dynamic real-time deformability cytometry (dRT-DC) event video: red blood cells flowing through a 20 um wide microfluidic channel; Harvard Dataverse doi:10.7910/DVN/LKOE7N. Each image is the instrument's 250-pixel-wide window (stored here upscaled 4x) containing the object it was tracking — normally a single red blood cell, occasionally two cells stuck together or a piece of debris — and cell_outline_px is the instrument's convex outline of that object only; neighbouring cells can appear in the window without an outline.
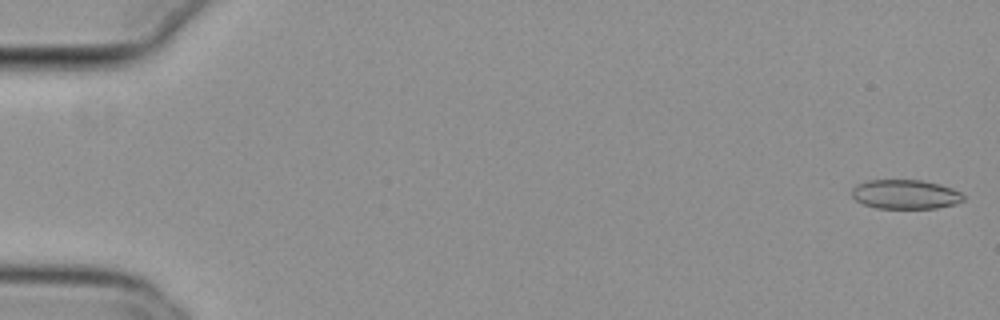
{"species": "common noctule bat (a hibernating species)", "species_latin": "Nyctalus noctula", "temperature_condition": "cold", "stored_images_in_passage": 54, "camera_frame_rate_fps": 3000, "um_per_image_px": 0.085, "animal": {"sex": "female", "body_mass_g": 29.2, "forearm_length_mm": 56.3}, "frame": {"image": 1, "passage_image": 1, "time_ms": 0.0, "image_size_px": [1000, 320], "cell_outline_px": [[964, 200], [956, 204], [936, 208], [876, 208], [864, 204], [856, 200], [852, 196], [852, 188], [856, 184], [868, 180], [920, 180], [940, 184], [952, 188], [960, 192], [964, 196]], "centroid_in_image_um": [76.96, 16.51], "position_along_channel_um": 8.0, "area_um2": 19.07}}
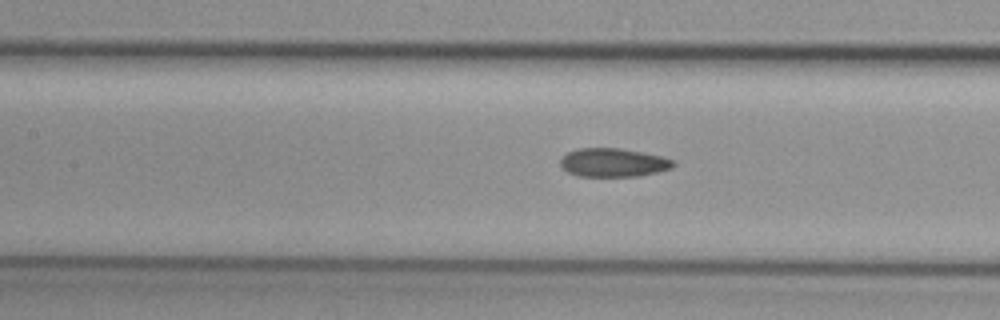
{"frame": {"image": 2, "passage_image": 25, "time_ms": 8.0, "image_size_px": [1000, 320], "cell_outline_px": [[676, 164], [672, 168], [640, 176], [576, 176], [568, 172], [560, 164], [560, 156], [576, 148], [620, 148], [664, 156], [676, 160]], "centroid_in_image_um": [52.14, 13.81], "position_along_channel_um": 155.3, "area_um2": 19.07}}
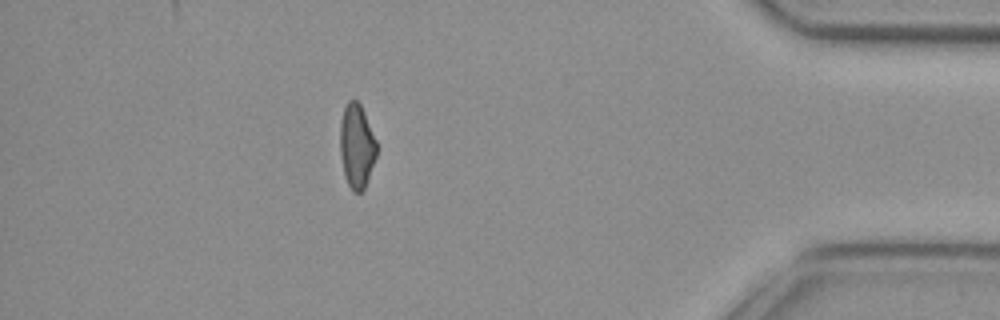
{"frame": {"image": 3, "passage_image": 48, "time_ms": 15.667, "image_size_px": [1000, 320], "cell_outline_px": [[376, 156], [364, 188], [360, 192], [352, 192], [344, 176], [340, 156], [340, 124], [344, 108], [348, 100], [356, 100], [360, 104], [364, 112], [376, 140]], "centroid_in_image_um": [30.3, 12.42], "position_along_channel_um": 404.9, "area_um2": 17.8}, "authors_computed_cell_mechanics": {"area_um2": 18.9873, "velocity_mm_per_s": 3.8411, "shape_relaxation_time_tau1_ms": null, "shape_relaxation_time_tau2_ms": 3.5319, "deformation_change_tau1": null, "deformation_change_tau2": 0.1076}}